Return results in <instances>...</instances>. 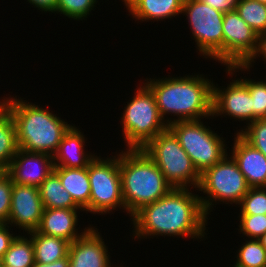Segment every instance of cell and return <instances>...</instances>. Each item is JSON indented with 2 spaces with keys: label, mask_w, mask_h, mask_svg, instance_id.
<instances>
[{
  "label": "cell",
  "mask_w": 266,
  "mask_h": 267,
  "mask_svg": "<svg viewBox=\"0 0 266 267\" xmlns=\"http://www.w3.org/2000/svg\"><path fill=\"white\" fill-rule=\"evenodd\" d=\"M134 237L182 236L201 239L208 217L199 195L189 188H172L165 196L142 206L132 215Z\"/></svg>",
  "instance_id": "1"
},
{
  "label": "cell",
  "mask_w": 266,
  "mask_h": 267,
  "mask_svg": "<svg viewBox=\"0 0 266 267\" xmlns=\"http://www.w3.org/2000/svg\"><path fill=\"white\" fill-rule=\"evenodd\" d=\"M145 84L155 96L160 115L177 116L169 120H200L212 117L213 80L202 75L147 79Z\"/></svg>",
  "instance_id": "2"
},
{
  "label": "cell",
  "mask_w": 266,
  "mask_h": 267,
  "mask_svg": "<svg viewBox=\"0 0 266 267\" xmlns=\"http://www.w3.org/2000/svg\"><path fill=\"white\" fill-rule=\"evenodd\" d=\"M9 96L6 110L14 119L19 149L54 155L63 135L70 128L56 114L22 98Z\"/></svg>",
  "instance_id": "3"
},
{
  "label": "cell",
  "mask_w": 266,
  "mask_h": 267,
  "mask_svg": "<svg viewBox=\"0 0 266 267\" xmlns=\"http://www.w3.org/2000/svg\"><path fill=\"white\" fill-rule=\"evenodd\" d=\"M126 150L119 154V171L125 210L131 217L142 206L165 196L173 187L142 149Z\"/></svg>",
  "instance_id": "4"
},
{
  "label": "cell",
  "mask_w": 266,
  "mask_h": 267,
  "mask_svg": "<svg viewBox=\"0 0 266 267\" xmlns=\"http://www.w3.org/2000/svg\"><path fill=\"white\" fill-rule=\"evenodd\" d=\"M139 86L122 113V134L128 146L126 149H142L150 140L167 130L169 125V119L161 117L150 88L144 82Z\"/></svg>",
  "instance_id": "5"
},
{
  "label": "cell",
  "mask_w": 266,
  "mask_h": 267,
  "mask_svg": "<svg viewBox=\"0 0 266 267\" xmlns=\"http://www.w3.org/2000/svg\"><path fill=\"white\" fill-rule=\"evenodd\" d=\"M142 150L161 170L173 188H198L200 174L178 139L169 130L158 134Z\"/></svg>",
  "instance_id": "6"
},
{
  "label": "cell",
  "mask_w": 266,
  "mask_h": 267,
  "mask_svg": "<svg viewBox=\"0 0 266 267\" xmlns=\"http://www.w3.org/2000/svg\"><path fill=\"white\" fill-rule=\"evenodd\" d=\"M210 128L201 119L175 121L168 125L199 174L220 162L228 153L223 137Z\"/></svg>",
  "instance_id": "7"
},
{
  "label": "cell",
  "mask_w": 266,
  "mask_h": 267,
  "mask_svg": "<svg viewBox=\"0 0 266 267\" xmlns=\"http://www.w3.org/2000/svg\"><path fill=\"white\" fill-rule=\"evenodd\" d=\"M249 189L245 176L233 157H229L227 153L220 162L200 174V183L196 190L207 194L206 197L200 196V200L205 214L208 215L218 201L239 205Z\"/></svg>",
  "instance_id": "8"
},
{
  "label": "cell",
  "mask_w": 266,
  "mask_h": 267,
  "mask_svg": "<svg viewBox=\"0 0 266 267\" xmlns=\"http://www.w3.org/2000/svg\"><path fill=\"white\" fill-rule=\"evenodd\" d=\"M97 156L88 165L90 182L89 212L108 214L112 210L124 209L121 176L119 171V154L111 158Z\"/></svg>",
  "instance_id": "9"
},
{
  "label": "cell",
  "mask_w": 266,
  "mask_h": 267,
  "mask_svg": "<svg viewBox=\"0 0 266 267\" xmlns=\"http://www.w3.org/2000/svg\"><path fill=\"white\" fill-rule=\"evenodd\" d=\"M182 13L190 23L200 55L223 64V16L201 0H184Z\"/></svg>",
  "instance_id": "10"
},
{
  "label": "cell",
  "mask_w": 266,
  "mask_h": 267,
  "mask_svg": "<svg viewBox=\"0 0 266 267\" xmlns=\"http://www.w3.org/2000/svg\"><path fill=\"white\" fill-rule=\"evenodd\" d=\"M258 35L236 10L223 16V64L244 65L257 48Z\"/></svg>",
  "instance_id": "11"
},
{
  "label": "cell",
  "mask_w": 266,
  "mask_h": 267,
  "mask_svg": "<svg viewBox=\"0 0 266 267\" xmlns=\"http://www.w3.org/2000/svg\"><path fill=\"white\" fill-rule=\"evenodd\" d=\"M217 86L213 84L212 118L223 115L239 122L247 121L246 125L251 123L252 97L247 85L241 79H235L226 88Z\"/></svg>",
  "instance_id": "12"
},
{
  "label": "cell",
  "mask_w": 266,
  "mask_h": 267,
  "mask_svg": "<svg viewBox=\"0 0 266 267\" xmlns=\"http://www.w3.org/2000/svg\"><path fill=\"white\" fill-rule=\"evenodd\" d=\"M43 210L39 188L13 184L7 222L10 227L13 224L27 233L36 231L41 223Z\"/></svg>",
  "instance_id": "13"
},
{
  "label": "cell",
  "mask_w": 266,
  "mask_h": 267,
  "mask_svg": "<svg viewBox=\"0 0 266 267\" xmlns=\"http://www.w3.org/2000/svg\"><path fill=\"white\" fill-rule=\"evenodd\" d=\"M54 167L52 155L18 149L5 172L14 184L39 188Z\"/></svg>",
  "instance_id": "14"
},
{
  "label": "cell",
  "mask_w": 266,
  "mask_h": 267,
  "mask_svg": "<svg viewBox=\"0 0 266 267\" xmlns=\"http://www.w3.org/2000/svg\"><path fill=\"white\" fill-rule=\"evenodd\" d=\"M95 227L71 242L68 249L69 267H111L108 248Z\"/></svg>",
  "instance_id": "15"
},
{
  "label": "cell",
  "mask_w": 266,
  "mask_h": 267,
  "mask_svg": "<svg viewBox=\"0 0 266 267\" xmlns=\"http://www.w3.org/2000/svg\"><path fill=\"white\" fill-rule=\"evenodd\" d=\"M232 157L250 187H266V156L235 133Z\"/></svg>",
  "instance_id": "16"
},
{
  "label": "cell",
  "mask_w": 266,
  "mask_h": 267,
  "mask_svg": "<svg viewBox=\"0 0 266 267\" xmlns=\"http://www.w3.org/2000/svg\"><path fill=\"white\" fill-rule=\"evenodd\" d=\"M77 210L82 209H64V208H44L41 223L37 229L39 233L62 238L70 243L81 237L89 228L78 233Z\"/></svg>",
  "instance_id": "17"
},
{
  "label": "cell",
  "mask_w": 266,
  "mask_h": 267,
  "mask_svg": "<svg viewBox=\"0 0 266 267\" xmlns=\"http://www.w3.org/2000/svg\"><path fill=\"white\" fill-rule=\"evenodd\" d=\"M85 137L76 126H70L53 155L55 167L86 168L96 157L84 151Z\"/></svg>",
  "instance_id": "18"
},
{
  "label": "cell",
  "mask_w": 266,
  "mask_h": 267,
  "mask_svg": "<svg viewBox=\"0 0 266 267\" xmlns=\"http://www.w3.org/2000/svg\"><path fill=\"white\" fill-rule=\"evenodd\" d=\"M184 0H129V15L141 21H162L182 14Z\"/></svg>",
  "instance_id": "19"
},
{
  "label": "cell",
  "mask_w": 266,
  "mask_h": 267,
  "mask_svg": "<svg viewBox=\"0 0 266 267\" xmlns=\"http://www.w3.org/2000/svg\"><path fill=\"white\" fill-rule=\"evenodd\" d=\"M54 172L59 176L62 185L72 196L74 202L82 209V211L89 212L91 187L88 177V167H54Z\"/></svg>",
  "instance_id": "20"
},
{
  "label": "cell",
  "mask_w": 266,
  "mask_h": 267,
  "mask_svg": "<svg viewBox=\"0 0 266 267\" xmlns=\"http://www.w3.org/2000/svg\"><path fill=\"white\" fill-rule=\"evenodd\" d=\"M28 234L32 238L35 262L51 264L68 255L69 241L39 233L37 230Z\"/></svg>",
  "instance_id": "21"
},
{
  "label": "cell",
  "mask_w": 266,
  "mask_h": 267,
  "mask_svg": "<svg viewBox=\"0 0 266 267\" xmlns=\"http://www.w3.org/2000/svg\"><path fill=\"white\" fill-rule=\"evenodd\" d=\"M39 193L44 208L81 209L54 171L39 186Z\"/></svg>",
  "instance_id": "22"
},
{
  "label": "cell",
  "mask_w": 266,
  "mask_h": 267,
  "mask_svg": "<svg viewBox=\"0 0 266 267\" xmlns=\"http://www.w3.org/2000/svg\"><path fill=\"white\" fill-rule=\"evenodd\" d=\"M18 149L14 119L5 110L0 115V167L5 171Z\"/></svg>",
  "instance_id": "23"
},
{
  "label": "cell",
  "mask_w": 266,
  "mask_h": 267,
  "mask_svg": "<svg viewBox=\"0 0 266 267\" xmlns=\"http://www.w3.org/2000/svg\"><path fill=\"white\" fill-rule=\"evenodd\" d=\"M16 236L2 257V267H33L35 264L32 238Z\"/></svg>",
  "instance_id": "24"
},
{
  "label": "cell",
  "mask_w": 266,
  "mask_h": 267,
  "mask_svg": "<svg viewBox=\"0 0 266 267\" xmlns=\"http://www.w3.org/2000/svg\"><path fill=\"white\" fill-rule=\"evenodd\" d=\"M236 12L254 32H266V5L256 0H237Z\"/></svg>",
  "instance_id": "25"
},
{
  "label": "cell",
  "mask_w": 266,
  "mask_h": 267,
  "mask_svg": "<svg viewBox=\"0 0 266 267\" xmlns=\"http://www.w3.org/2000/svg\"><path fill=\"white\" fill-rule=\"evenodd\" d=\"M239 267H266V250L258 239H248L237 251Z\"/></svg>",
  "instance_id": "26"
},
{
  "label": "cell",
  "mask_w": 266,
  "mask_h": 267,
  "mask_svg": "<svg viewBox=\"0 0 266 267\" xmlns=\"http://www.w3.org/2000/svg\"><path fill=\"white\" fill-rule=\"evenodd\" d=\"M98 0H58L55 12L71 20H82L89 16Z\"/></svg>",
  "instance_id": "27"
},
{
  "label": "cell",
  "mask_w": 266,
  "mask_h": 267,
  "mask_svg": "<svg viewBox=\"0 0 266 267\" xmlns=\"http://www.w3.org/2000/svg\"><path fill=\"white\" fill-rule=\"evenodd\" d=\"M239 206V215H266V187H250Z\"/></svg>",
  "instance_id": "28"
},
{
  "label": "cell",
  "mask_w": 266,
  "mask_h": 267,
  "mask_svg": "<svg viewBox=\"0 0 266 267\" xmlns=\"http://www.w3.org/2000/svg\"><path fill=\"white\" fill-rule=\"evenodd\" d=\"M247 85L252 97V122L257 119H266V81H255L241 78Z\"/></svg>",
  "instance_id": "29"
},
{
  "label": "cell",
  "mask_w": 266,
  "mask_h": 267,
  "mask_svg": "<svg viewBox=\"0 0 266 267\" xmlns=\"http://www.w3.org/2000/svg\"><path fill=\"white\" fill-rule=\"evenodd\" d=\"M240 130L237 133L266 156V119H257Z\"/></svg>",
  "instance_id": "30"
},
{
  "label": "cell",
  "mask_w": 266,
  "mask_h": 267,
  "mask_svg": "<svg viewBox=\"0 0 266 267\" xmlns=\"http://www.w3.org/2000/svg\"><path fill=\"white\" fill-rule=\"evenodd\" d=\"M239 231L250 239H258L266 232V215H239Z\"/></svg>",
  "instance_id": "31"
},
{
  "label": "cell",
  "mask_w": 266,
  "mask_h": 267,
  "mask_svg": "<svg viewBox=\"0 0 266 267\" xmlns=\"http://www.w3.org/2000/svg\"><path fill=\"white\" fill-rule=\"evenodd\" d=\"M13 184L6 172L0 176V223L8 222Z\"/></svg>",
  "instance_id": "32"
},
{
  "label": "cell",
  "mask_w": 266,
  "mask_h": 267,
  "mask_svg": "<svg viewBox=\"0 0 266 267\" xmlns=\"http://www.w3.org/2000/svg\"><path fill=\"white\" fill-rule=\"evenodd\" d=\"M258 57L264 58L263 61L266 62V32L258 35L257 48L251 58L244 65H231L226 67V73L228 72L229 76H232L234 72H239V69L242 72L246 70L249 71L250 67H252V63H254Z\"/></svg>",
  "instance_id": "33"
},
{
  "label": "cell",
  "mask_w": 266,
  "mask_h": 267,
  "mask_svg": "<svg viewBox=\"0 0 266 267\" xmlns=\"http://www.w3.org/2000/svg\"><path fill=\"white\" fill-rule=\"evenodd\" d=\"M16 236L9 231L7 223H0V257L2 258L9 249Z\"/></svg>",
  "instance_id": "34"
},
{
  "label": "cell",
  "mask_w": 266,
  "mask_h": 267,
  "mask_svg": "<svg viewBox=\"0 0 266 267\" xmlns=\"http://www.w3.org/2000/svg\"><path fill=\"white\" fill-rule=\"evenodd\" d=\"M201 1L223 13L234 11L237 2V0H201Z\"/></svg>",
  "instance_id": "35"
},
{
  "label": "cell",
  "mask_w": 266,
  "mask_h": 267,
  "mask_svg": "<svg viewBox=\"0 0 266 267\" xmlns=\"http://www.w3.org/2000/svg\"><path fill=\"white\" fill-rule=\"evenodd\" d=\"M40 11L55 13L58 0H27V2Z\"/></svg>",
  "instance_id": "36"
},
{
  "label": "cell",
  "mask_w": 266,
  "mask_h": 267,
  "mask_svg": "<svg viewBox=\"0 0 266 267\" xmlns=\"http://www.w3.org/2000/svg\"><path fill=\"white\" fill-rule=\"evenodd\" d=\"M33 267H69V256L67 255L66 257L57 260L51 264H41L38 262H35Z\"/></svg>",
  "instance_id": "37"
},
{
  "label": "cell",
  "mask_w": 266,
  "mask_h": 267,
  "mask_svg": "<svg viewBox=\"0 0 266 267\" xmlns=\"http://www.w3.org/2000/svg\"><path fill=\"white\" fill-rule=\"evenodd\" d=\"M8 97H4L3 101H0V115L6 110V102Z\"/></svg>",
  "instance_id": "38"
},
{
  "label": "cell",
  "mask_w": 266,
  "mask_h": 267,
  "mask_svg": "<svg viewBox=\"0 0 266 267\" xmlns=\"http://www.w3.org/2000/svg\"><path fill=\"white\" fill-rule=\"evenodd\" d=\"M258 240L266 250V232L260 238H258Z\"/></svg>",
  "instance_id": "39"
},
{
  "label": "cell",
  "mask_w": 266,
  "mask_h": 267,
  "mask_svg": "<svg viewBox=\"0 0 266 267\" xmlns=\"http://www.w3.org/2000/svg\"><path fill=\"white\" fill-rule=\"evenodd\" d=\"M122 2H124L125 6H128L129 0H122Z\"/></svg>",
  "instance_id": "40"
},
{
  "label": "cell",
  "mask_w": 266,
  "mask_h": 267,
  "mask_svg": "<svg viewBox=\"0 0 266 267\" xmlns=\"http://www.w3.org/2000/svg\"><path fill=\"white\" fill-rule=\"evenodd\" d=\"M5 172L3 168L0 167V176Z\"/></svg>",
  "instance_id": "41"
},
{
  "label": "cell",
  "mask_w": 266,
  "mask_h": 267,
  "mask_svg": "<svg viewBox=\"0 0 266 267\" xmlns=\"http://www.w3.org/2000/svg\"><path fill=\"white\" fill-rule=\"evenodd\" d=\"M256 1H259L260 3H263L266 5V0H256Z\"/></svg>",
  "instance_id": "42"
},
{
  "label": "cell",
  "mask_w": 266,
  "mask_h": 267,
  "mask_svg": "<svg viewBox=\"0 0 266 267\" xmlns=\"http://www.w3.org/2000/svg\"><path fill=\"white\" fill-rule=\"evenodd\" d=\"M0 267H2V258L0 257Z\"/></svg>",
  "instance_id": "43"
}]
</instances>
